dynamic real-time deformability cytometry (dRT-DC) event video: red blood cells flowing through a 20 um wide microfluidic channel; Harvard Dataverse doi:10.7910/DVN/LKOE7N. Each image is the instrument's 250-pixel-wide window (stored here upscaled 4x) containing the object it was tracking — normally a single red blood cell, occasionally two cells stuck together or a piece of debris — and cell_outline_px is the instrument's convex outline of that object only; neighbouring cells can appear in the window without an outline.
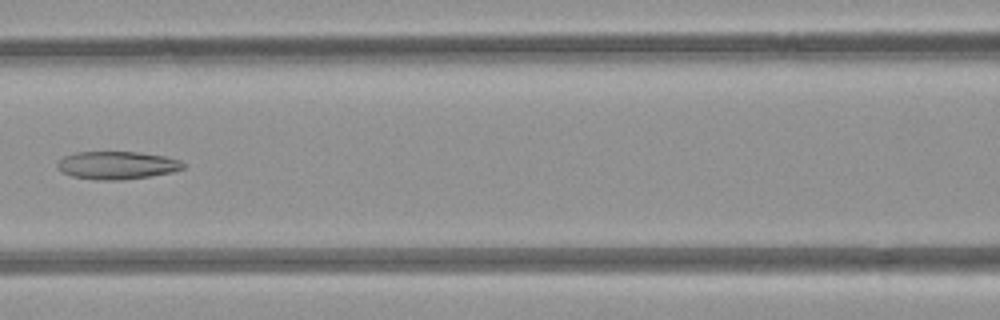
{"species": "common noctule bat (a hibernating species)", "species_latin": "Nyctalus noctula", "temperature_condition": "room temperature", "stored_images_in_passage": 6, "camera_frame_rate_fps": 3000, "um_per_image_px": 0.085, "animal": {"sex": "female", "body_mass_g": 21.9}, "frame": {"image": 1, "passage_image": 5, "time_ms": 4.667, "image_size_px": [1000, 320], "cell_outline_px": [[184, 168], [172, 172], [148, 176], [120, 180], [96, 180], [72, 176], [64, 172], [56, 164], [64, 156], [76, 152], [136, 152], [164, 156], [180, 160], [184, 164]], "centroid_in_image_um": [9.95, 14.04], "position_along_channel_um": 156.6, "area_um2": 20.17}}
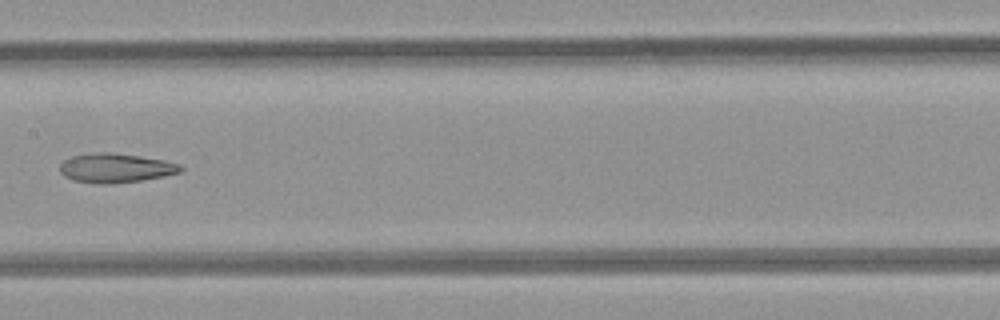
{"frame": {"image": 2, "passage_image": 6, "time_ms": 5.667, "image_size_px": [1000, 320], "cell_outline_px": [[184, 168], [180, 172], [164, 176], [144, 180], [112, 184], [100, 184], [72, 180], [64, 176], [60, 172], [60, 164], [64, 160], [72, 156], [100, 152], [112, 152], [140, 156], [164, 160], [180, 164]], "centroid_in_image_um": [9.84, 14.29], "position_along_channel_um": 197.6, "area_um2": 20.69}}